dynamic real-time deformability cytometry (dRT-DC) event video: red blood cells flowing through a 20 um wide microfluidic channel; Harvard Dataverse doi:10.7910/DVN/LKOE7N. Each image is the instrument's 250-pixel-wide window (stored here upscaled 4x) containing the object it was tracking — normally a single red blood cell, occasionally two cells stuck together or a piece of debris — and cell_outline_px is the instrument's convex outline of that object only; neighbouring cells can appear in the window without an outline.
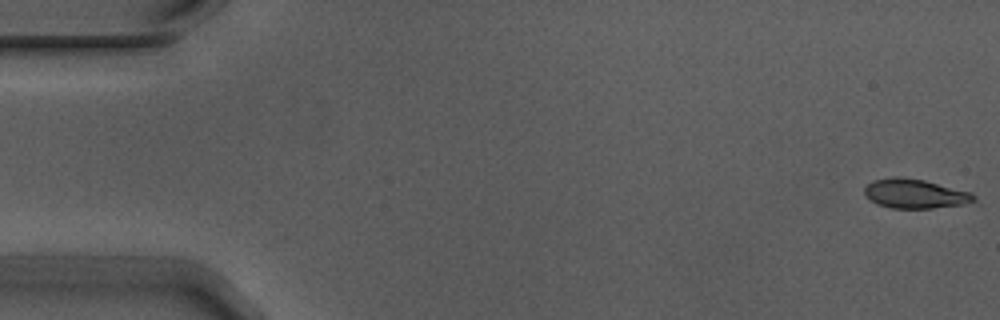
{"species": "Egyptian fruit bat (a non-hibernating species)", "species_latin": "Rousettus aegyptiacus", "temperature_condition": "warm", "stored_images_in_passage": 4, "segment_of_instrument_passage": [2, 2], "camera_frame_rate_fps": 3000, "um_per_image_px": 0.085, "animal": {"sex": "male"}, "frame": {"image": 1, "passage_image": 4, "time_ms": 1.0, "image_size_px": [1000, 320], "cell_outline_px": [[980, 204], [932, 208], [892, 208], [880, 204], [872, 200], [864, 192], [864, 188], [872, 180], [896, 176], [924, 180], [972, 192], [976, 196]], "centroid_in_image_um": [77.93, 16.48], "position_along_channel_um": 7.1, "area_um2": 19.02}}